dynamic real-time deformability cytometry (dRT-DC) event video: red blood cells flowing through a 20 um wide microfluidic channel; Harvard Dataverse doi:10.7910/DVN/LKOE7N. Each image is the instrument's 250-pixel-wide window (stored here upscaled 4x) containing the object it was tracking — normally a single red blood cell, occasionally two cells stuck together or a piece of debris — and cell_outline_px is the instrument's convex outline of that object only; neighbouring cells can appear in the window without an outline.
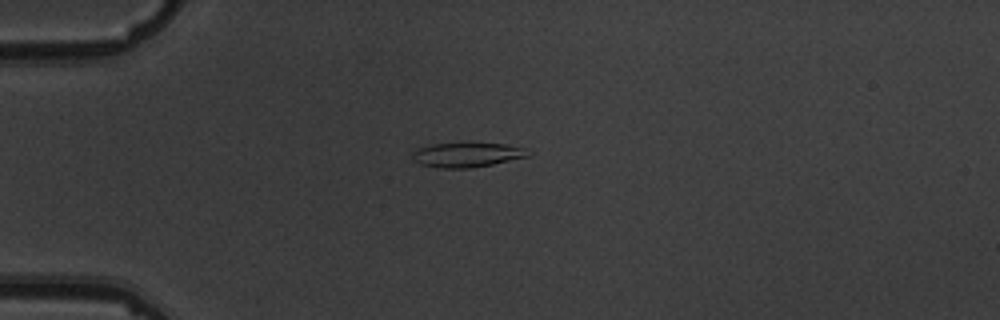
{"species": "common noctule bat (a hibernating species)", "species_latin": "Nyctalus noctula", "temperature_condition": "warm", "stored_images_in_passage": 6, "camera_frame_rate_fps": 3000, "um_per_image_px": 0.085, "animal": {"sex": "male", "body_mass_g": 19.5, "forearm_length_mm": 54.6}, "frame": {"image": 1, "passage_image": 1, "time_ms": 0.0, "image_size_px": [1000, 320], "cell_outline_px": [[532, 152], [528, 156], [492, 164], [468, 168], [440, 168], [420, 164], [412, 156], [412, 152], [416, 148], [432, 144], [460, 140], [504, 144], [524, 148]], "centroid_in_image_um": [39.67, 13.1], "position_along_channel_um": 45.3, "area_um2": 17.22}}
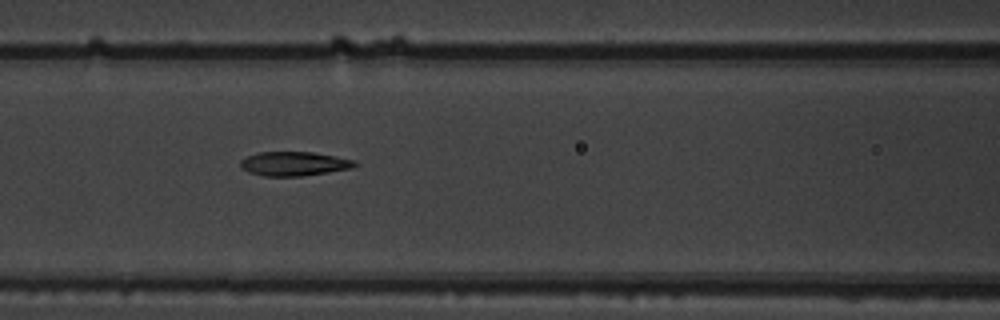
{"frame": {"image": 2, "passage_image": 4, "time_ms": 3.333, "image_size_px": [1000, 320], "cell_outline_px": [[360, 164], [352, 168], [328, 172], [300, 176], [264, 176], [248, 172], [240, 168], [240, 160], [256, 152], [312, 152], [336, 156], [356, 160]], "centroid_in_image_um": [25.0, 13.91], "position_along_channel_um": 141.6, "area_um2": 16.24}}
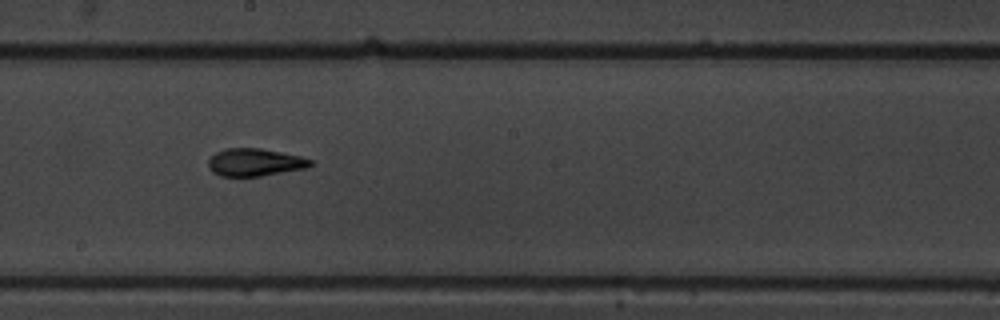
{"frame": {"image": 3, "passage_image": 6, "time_ms": 5.667, "image_size_px": [1000, 320], "cell_outline_px": [[312, 164], [308, 168], [260, 176], [220, 176], [212, 172], [208, 168], [208, 160], [216, 152], [224, 148], [260, 148], [300, 156], [312, 160]], "centroid_in_image_um": [21.64, 13.8], "position_along_channel_um": 226.6, "area_um2": 16.47}}